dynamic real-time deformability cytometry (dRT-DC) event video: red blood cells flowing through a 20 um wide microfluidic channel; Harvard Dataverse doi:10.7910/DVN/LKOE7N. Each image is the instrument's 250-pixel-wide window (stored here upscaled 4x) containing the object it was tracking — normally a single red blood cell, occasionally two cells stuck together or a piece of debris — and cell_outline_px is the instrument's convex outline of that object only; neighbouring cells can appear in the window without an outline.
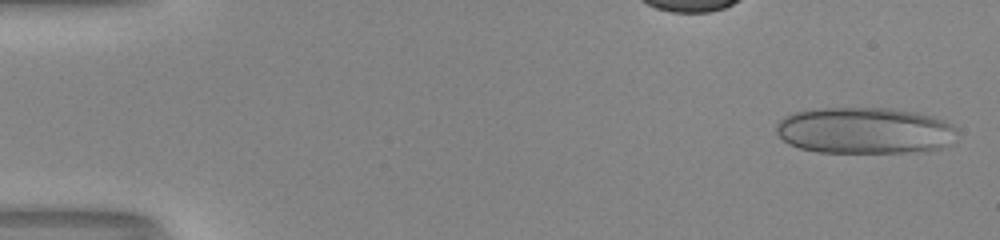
{"species": "human", "species_latin": "Homo sapiens", "temperature_condition": "room temperature", "stored_images_in_passage": 52, "camera_frame_rate_fps": 3000, "um_per_image_px": 0.085, "donor": {"sex": "male"}, "frame": {"image": 1, "passage_image": 2, "time_ms": 0.333, "image_size_px": [1000, 240], "cell_outline_px": [[952, 128], [940, 148], [904, 152], [816, 152], [800, 148], [788, 144], [776, 132], [776, 128], [780, 120], [796, 112], [824, 108], [884, 108], [908, 112], [928, 116], [940, 120], [948, 124]], "centroid_in_image_um": [73.3, 11.1], "position_along_channel_um": 11.7, "area_um2": 47.05}}
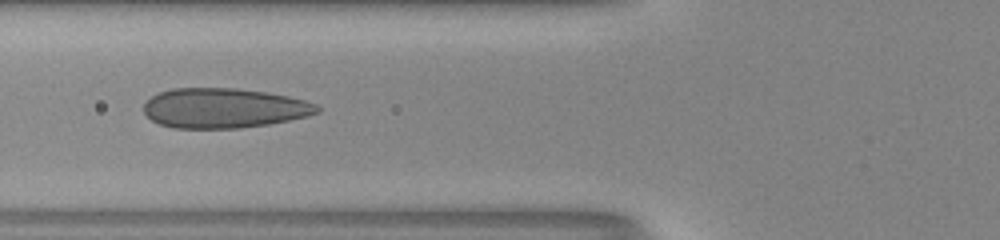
{"frame": {"image": 2, "passage_image": 21, "time_ms": 6.667, "image_size_px": [1000, 240], "cell_outline_px": [[320, 112], [308, 116], [268, 124], [240, 128], [172, 128], [160, 124], [152, 120], [144, 112], [144, 104], [152, 96], [160, 92], [172, 88], [236, 88], [264, 92], [288, 96], [304, 100], [316, 104], [320, 108]], "centroid_in_image_um": [19.03, 9.19], "position_along_channel_um": 106.8, "area_um2": 40.17}}
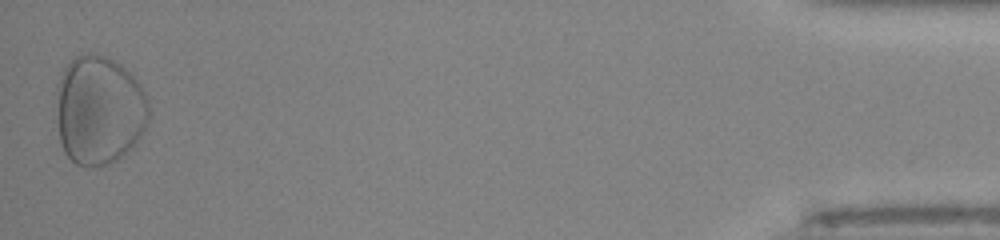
{"frame": {"image": 3, "passage_image": 52, "time_ms": 17.0, "image_size_px": [1000, 240], "cell_outline_px": [[148, 120], [136, 144], [132, 148], [116, 160], [108, 164], [76, 164], [64, 152], [60, 140], [56, 84], [64, 68], [76, 56], [84, 52], [92, 52], [104, 56], [120, 64], [140, 84], [148, 100]], "centroid_in_image_um": [8.43, 9.33], "position_along_channel_um": 426.8, "area_um2": 58.38}}